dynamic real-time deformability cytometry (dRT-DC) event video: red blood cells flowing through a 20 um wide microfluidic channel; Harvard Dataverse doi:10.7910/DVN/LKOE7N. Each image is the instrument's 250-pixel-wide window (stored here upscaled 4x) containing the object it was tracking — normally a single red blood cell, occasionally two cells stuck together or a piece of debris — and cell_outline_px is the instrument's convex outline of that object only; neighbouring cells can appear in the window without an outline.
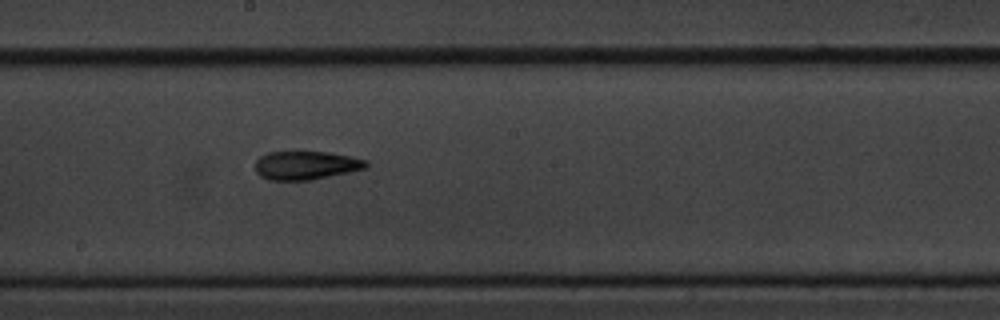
{"species": "common noctule bat (a hibernating species)", "species_latin": "Nyctalus noctula", "temperature_condition": "cold", "stored_images_in_passage": 10, "camera_frame_rate_fps": 3000, "um_per_image_px": 0.085, "animal": {"sex": "male", "body_mass_g": 20.1, "forearm_length_mm": 53.5}, "frame": {"image": 1, "passage_image": 10, "time_ms": 11.333, "image_size_px": [1000, 320], "cell_outline_px": [[368, 164], [364, 168], [348, 172], [312, 180], [268, 180], [260, 176], [256, 172], [256, 160], [260, 156], [268, 152], [296, 148], [328, 152], [352, 156], [368, 160]], "centroid_in_image_um": [25.97, 13.99], "position_along_channel_um": 222.2, "area_um2": 19.31}}